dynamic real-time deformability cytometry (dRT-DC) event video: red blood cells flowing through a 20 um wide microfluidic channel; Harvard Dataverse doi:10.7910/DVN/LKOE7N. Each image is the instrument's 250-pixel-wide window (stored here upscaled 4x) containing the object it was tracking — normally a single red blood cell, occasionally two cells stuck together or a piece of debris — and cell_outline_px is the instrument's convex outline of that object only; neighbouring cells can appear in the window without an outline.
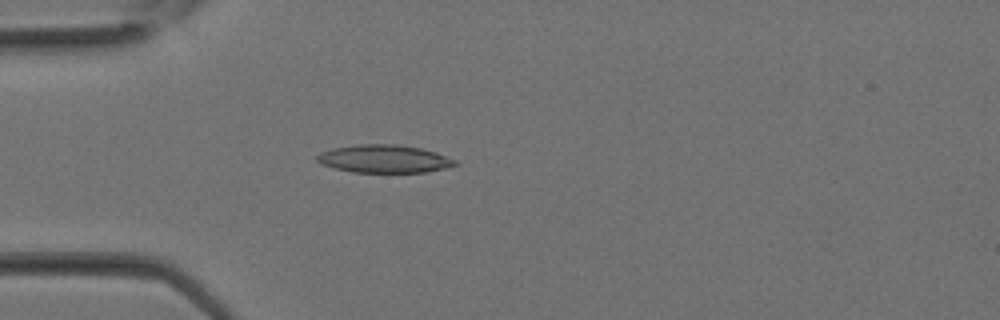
{"species": "Egyptian fruit bat (a non-hibernating species)", "species_latin": "Rousettus aegyptiacus", "temperature_condition": "room temperature", "stored_images_in_passage": 10, "camera_frame_rate_fps": 3000, "um_per_image_px": 0.085, "animal": {"sex": "female"}, "frame": {"image": 1, "passage_image": 8, "time_ms": 2.333, "image_size_px": [1000, 320], "cell_outline_px": [[460, 164], [444, 168], [424, 172], [352, 172], [320, 164], [316, 160], [316, 156], [320, 152], [332, 148], [360, 144], [396, 144], [420, 148], [436, 152], [456, 160]], "centroid_in_image_um": [32.64, 13.49], "position_along_channel_um": 52.4, "area_um2": 22.43}}